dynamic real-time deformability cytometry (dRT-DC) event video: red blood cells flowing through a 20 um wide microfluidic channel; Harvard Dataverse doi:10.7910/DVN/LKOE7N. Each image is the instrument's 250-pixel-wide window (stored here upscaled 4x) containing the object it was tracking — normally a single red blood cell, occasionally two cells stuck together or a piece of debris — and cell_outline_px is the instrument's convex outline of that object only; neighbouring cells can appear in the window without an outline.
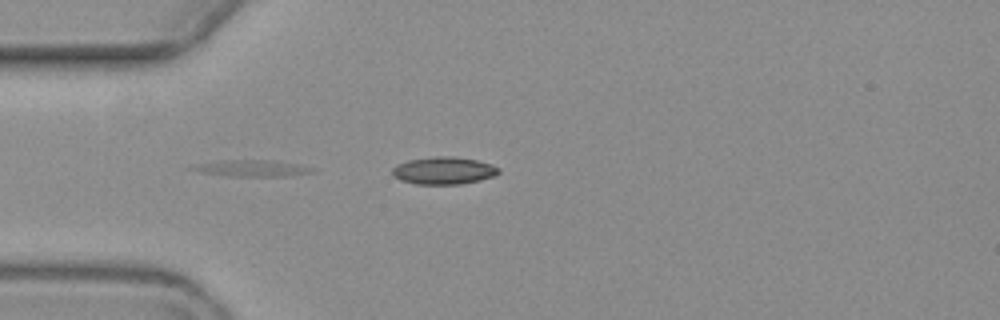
{"species": "common noctule bat (a hibernating species)", "species_latin": "Nyctalus noctula", "temperature_condition": "warm", "stored_images_in_passage": 16, "camera_frame_rate_fps": 3000, "um_per_image_px": 0.085, "animal": {"sex": "female", "body_mass_g": 19.3, "forearm_length_mm": 54.1}, "frame": {"image": 1, "passage_image": 5, "time_ms": 4.667, "image_size_px": [1000, 320], "cell_outline_px": [[316, 172], [288, 176], [228, 176], [200, 172], [188, 168], [196, 164], [228, 160], [264, 160], [300, 164], [312, 168]], "centroid_in_image_um": [21.44, 14.31], "position_along_channel_um": 63.6, "area_um2": 11.33}}
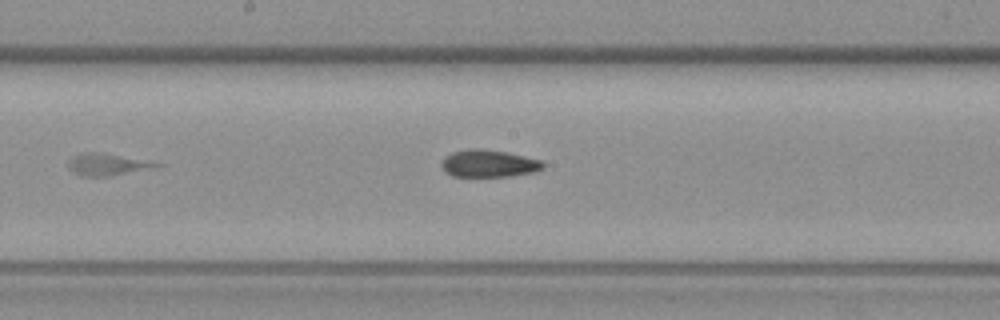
{"frame": {"image": 2, "passage_image": 9, "time_ms": 9.667, "image_size_px": [1000, 320], "cell_outline_px": [[164, 164], [148, 168], [112, 176], [80, 176], [72, 172], [68, 168], [68, 160], [72, 156], [88, 152], [96, 152]], "centroid_in_image_um": [8.97, 14.0], "position_along_channel_um": 239.2, "area_um2": 10.81}}
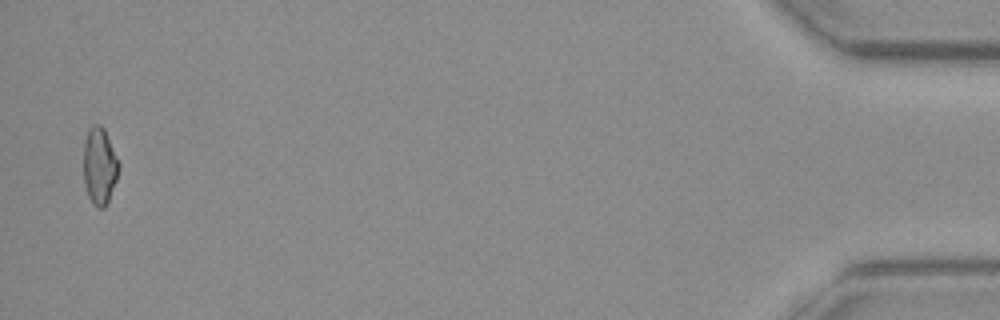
{"frame": {"image": 3, "passage_image": 16, "time_ms": 18.667, "image_size_px": [1000, 320], "cell_outline_px": [[120, 168], [116, 180], [108, 200], [104, 208], [96, 208], [92, 204], [88, 196], [84, 184], [84, 140], [88, 128], [92, 124], [100, 124], [104, 128], [120, 164]], "centroid_in_image_um": [8.45, 14.1], "position_along_channel_um": 426.8, "area_um2": 15.95}}